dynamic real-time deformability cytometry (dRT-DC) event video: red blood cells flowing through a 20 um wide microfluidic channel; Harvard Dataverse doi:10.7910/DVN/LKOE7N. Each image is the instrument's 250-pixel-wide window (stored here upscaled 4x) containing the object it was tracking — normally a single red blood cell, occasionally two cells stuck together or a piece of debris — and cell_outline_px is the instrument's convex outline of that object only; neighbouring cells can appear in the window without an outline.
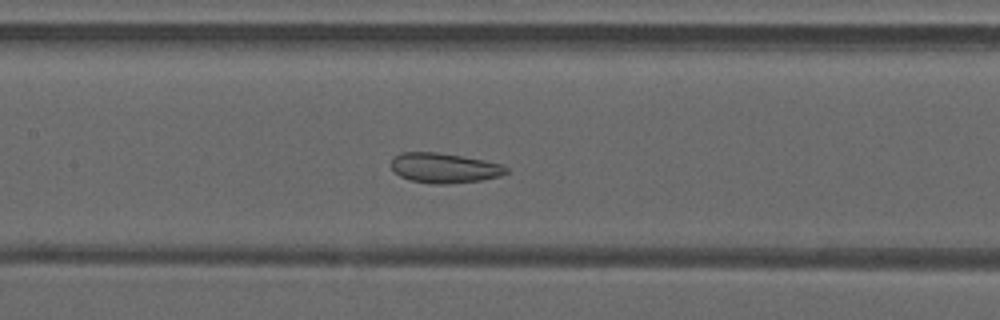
{"species": "common noctule bat (a hibernating species)", "species_latin": "Nyctalus noctula", "temperature_condition": "warm", "stored_images_in_passage": 43, "camera_frame_rate_fps": 3000, "um_per_image_px": 0.085, "animal": {"sex": "male", "forearm_length_mm": 52.5}, "frame": {"image": 1, "passage_image": 18, "time_ms": 5.667, "image_size_px": [1000, 320], "cell_outline_px": [[508, 172], [500, 176], [480, 180], [448, 184], [436, 184], [412, 180], [400, 176], [392, 168], [392, 160], [400, 152], [436, 152], [484, 160], [500, 164], [508, 168]], "centroid_in_image_um": [37.78, 14.27], "position_along_channel_um": 169.6, "area_um2": 19.77}}
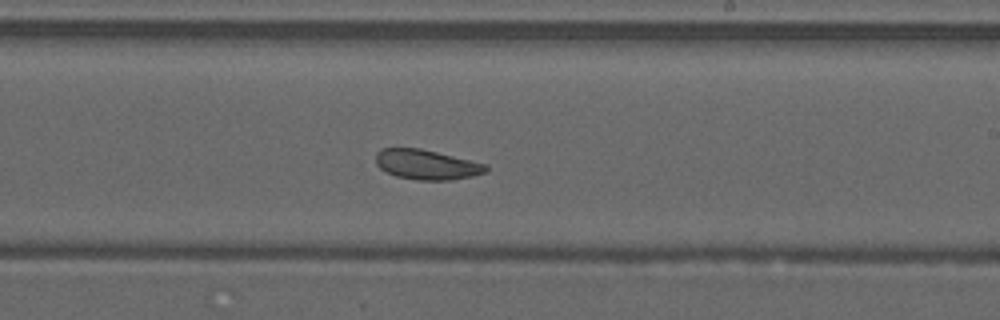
{"frame": {"image": 2, "passage_image": 24, "time_ms": 7.667, "image_size_px": [1000, 320], "cell_outline_px": [[488, 168], [484, 172], [472, 176], [452, 180], [416, 180], [396, 176], [380, 168], [376, 164], [376, 152], [380, 148], [420, 148], [488, 164]], "centroid_in_image_um": [36.25, 13.98], "position_along_channel_um": 252.7, "area_um2": 19.19}}
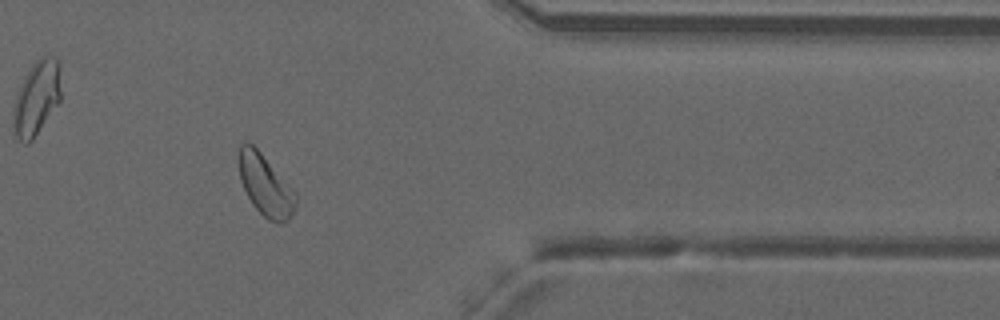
{"frame": {"image": 3, "passage_image": 35, "time_ms": 11.333, "image_size_px": [1000, 320], "cell_outline_px": [[296, 208], [288, 220], [280, 224], [268, 220], [252, 204], [240, 180], [240, 144], [248, 140], [260, 152], [296, 192]], "centroid_in_image_um": [22.59, 15.78], "position_along_channel_um": 388.8, "area_um2": 20.0}, "authors_computed_cell_mechanics": {"area_um2": 21.2704, "velocity_mm_per_s": 4.1763, "shape_relaxation_time_tau1_ms": null, "shape_relaxation_time_tau2_ms": 1.9228, "deformation_change_tau1": null, "deformation_change_tau2": 0.0735}}